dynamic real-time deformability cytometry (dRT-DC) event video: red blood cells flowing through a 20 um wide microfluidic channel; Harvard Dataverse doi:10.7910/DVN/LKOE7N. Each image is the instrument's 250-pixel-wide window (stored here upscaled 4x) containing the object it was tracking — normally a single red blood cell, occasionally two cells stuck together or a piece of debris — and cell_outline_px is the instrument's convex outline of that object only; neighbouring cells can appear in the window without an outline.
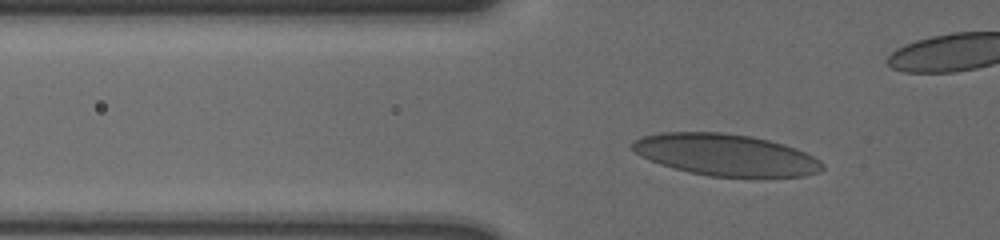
{"species": "human", "species_latin": "Homo sapiens", "temperature_condition": "cold", "stored_images_in_passage": 35, "camera_frame_rate_fps": 3000, "um_per_image_px": 0.085, "donor": {"sex": "male"}, "frame": {"image": 1, "passage_image": 3, "time_ms": 0.667, "image_size_px": [1000, 240], "cell_outline_px": [[824, 168], [820, 172], [804, 176], [708, 176], [688, 172], [672, 168], [660, 164], [640, 156], [632, 148], [632, 140], [644, 136], [660, 132], [720, 132], [752, 136], [784, 144], [796, 148], [820, 160], [824, 164]], "centroid_in_image_um": [61.67, 13.15], "position_along_channel_um": 64.1, "area_um2": 46.12}}
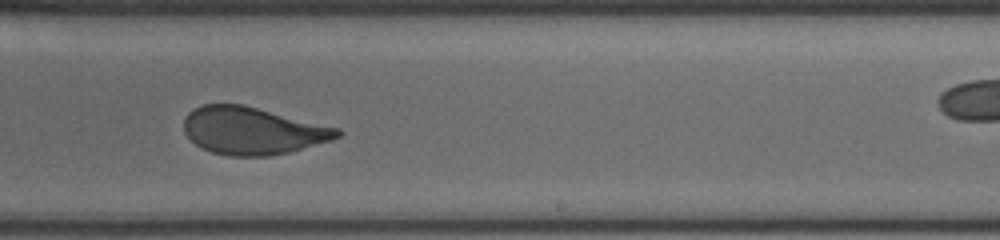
{"frame": {"image": 2, "passage_image": 21, "time_ms": 6.667, "image_size_px": [1000, 240], "cell_outline_px": [[344, 132], [340, 136], [332, 140], [288, 152], [268, 156], [228, 156], [212, 152], [200, 148], [184, 132], [184, 120], [188, 112], [204, 104], [244, 104], [340, 128]], "centroid_in_image_um": [21.48, 11.11], "position_along_channel_um": 267.5, "area_um2": 42.48}}
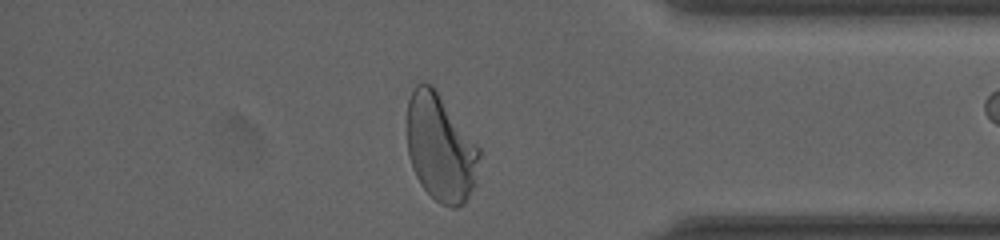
{"frame": {"image": 3, "passage_image": 33, "time_ms": 10.667, "image_size_px": [1000, 240], "cell_outline_px": [[480, 156], [472, 188], [464, 204], [456, 208], [452, 208], [440, 204], [420, 184], [412, 168], [408, 152], [408, 100], [412, 88], [416, 84], [424, 80], [432, 84], [480, 148]], "centroid_in_image_um": [37.42, 12.53], "position_along_channel_um": 397.8, "area_um2": 44.97}}